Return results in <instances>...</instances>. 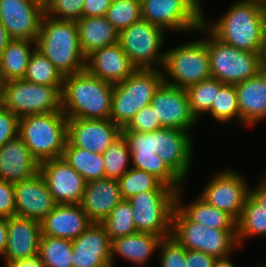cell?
Wrapping results in <instances>:
<instances>
[{
  "instance_id": "1",
  "label": "cell",
  "mask_w": 266,
  "mask_h": 267,
  "mask_svg": "<svg viewBox=\"0 0 266 267\" xmlns=\"http://www.w3.org/2000/svg\"><path fill=\"white\" fill-rule=\"evenodd\" d=\"M114 84L86 69L64 77L62 111L68 119H110Z\"/></svg>"
},
{
  "instance_id": "2",
  "label": "cell",
  "mask_w": 266,
  "mask_h": 267,
  "mask_svg": "<svg viewBox=\"0 0 266 267\" xmlns=\"http://www.w3.org/2000/svg\"><path fill=\"white\" fill-rule=\"evenodd\" d=\"M220 41L246 52L260 53L266 30L265 8L254 0H239L210 26Z\"/></svg>"
},
{
  "instance_id": "3",
  "label": "cell",
  "mask_w": 266,
  "mask_h": 267,
  "mask_svg": "<svg viewBox=\"0 0 266 267\" xmlns=\"http://www.w3.org/2000/svg\"><path fill=\"white\" fill-rule=\"evenodd\" d=\"M36 46L63 77L85 70L86 57L80 46L76 21L57 20L45 14Z\"/></svg>"
},
{
  "instance_id": "4",
  "label": "cell",
  "mask_w": 266,
  "mask_h": 267,
  "mask_svg": "<svg viewBox=\"0 0 266 267\" xmlns=\"http://www.w3.org/2000/svg\"><path fill=\"white\" fill-rule=\"evenodd\" d=\"M67 121L63 112L28 115L19 118L18 136L39 163L60 158L67 141Z\"/></svg>"
},
{
  "instance_id": "5",
  "label": "cell",
  "mask_w": 266,
  "mask_h": 267,
  "mask_svg": "<svg viewBox=\"0 0 266 267\" xmlns=\"http://www.w3.org/2000/svg\"><path fill=\"white\" fill-rule=\"evenodd\" d=\"M158 69H136L125 81L114 84L110 120L124 128L145 106L163 83Z\"/></svg>"
},
{
  "instance_id": "6",
  "label": "cell",
  "mask_w": 266,
  "mask_h": 267,
  "mask_svg": "<svg viewBox=\"0 0 266 267\" xmlns=\"http://www.w3.org/2000/svg\"><path fill=\"white\" fill-rule=\"evenodd\" d=\"M62 87L39 85L23 79L1 83L0 105L19 118L62 111Z\"/></svg>"
},
{
  "instance_id": "7",
  "label": "cell",
  "mask_w": 266,
  "mask_h": 267,
  "mask_svg": "<svg viewBox=\"0 0 266 267\" xmlns=\"http://www.w3.org/2000/svg\"><path fill=\"white\" fill-rule=\"evenodd\" d=\"M176 196V190H150L129 198L136 231L163 238L171 236Z\"/></svg>"
},
{
  "instance_id": "8",
  "label": "cell",
  "mask_w": 266,
  "mask_h": 267,
  "mask_svg": "<svg viewBox=\"0 0 266 267\" xmlns=\"http://www.w3.org/2000/svg\"><path fill=\"white\" fill-rule=\"evenodd\" d=\"M207 50L211 77L224 84H236L256 76L262 69L260 53L246 52L228 45L211 33Z\"/></svg>"
},
{
  "instance_id": "9",
  "label": "cell",
  "mask_w": 266,
  "mask_h": 267,
  "mask_svg": "<svg viewBox=\"0 0 266 267\" xmlns=\"http://www.w3.org/2000/svg\"><path fill=\"white\" fill-rule=\"evenodd\" d=\"M163 68L175 80L174 83H167L166 76L163 75V82L178 88L186 89L210 78L207 40L187 43L165 52Z\"/></svg>"
},
{
  "instance_id": "10",
  "label": "cell",
  "mask_w": 266,
  "mask_h": 267,
  "mask_svg": "<svg viewBox=\"0 0 266 267\" xmlns=\"http://www.w3.org/2000/svg\"><path fill=\"white\" fill-rule=\"evenodd\" d=\"M142 19L164 29L206 28L198 0H140Z\"/></svg>"
},
{
  "instance_id": "11",
  "label": "cell",
  "mask_w": 266,
  "mask_h": 267,
  "mask_svg": "<svg viewBox=\"0 0 266 267\" xmlns=\"http://www.w3.org/2000/svg\"><path fill=\"white\" fill-rule=\"evenodd\" d=\"M162 31L141 18L119 33V43L137 69H153L155 62L163 67L165 53L159 54L164 38Z\"/></svg>"
},
{
  "instance_id": "12",
  "label": "cell",
  "mask_w": 266,
  "mask_h": 267,
  "mask_svg": "<svg viewBox=\"0 0 266 267\" xmlns=\"http://www.w3.org/2000/svg\"><path fill=\"white\" fill-rule=\"evenodd\" d=\"M44 15L45 5L39 0H0V21L10 39L36 45Z\"/></svg>"
},
{
  "instance_id": "13",
  "label": "cell",
  "mask_w": 266,
  "mask_h": 267,
  "mask_svg": "<svg viewBox=\"0 0 266 267\" xmlns=\"http://www.w3.org/2000/svg\"><path fill=\"white\" fill-rule=\"evenodd\" d=\"M156 119L162 128L187 131L196 122L185 89L162 83L151 101Z\"/></svg>"
},
{
  "instance_id": "14",
  "label": "cell",
  "mask_w": 266,
  "mask_h": 267,
  "mask_svg": "<svg viewBox=\"0 0 266 267\" xmlns=\"http://www.w3.org/2000/svg\"><path fill=\"white\" fill-rule=\"evenodd\" d=\"M122 134V128L110 119L71 118L67 121V141L97 154H103Z\"/></svg>"
},
{
  "instance_id": "15",
  "label": "cell",
  "mask_w": 266,
  "mask_h": 267,
  "mask_svg": "<svg viewBox=\"0 0 266 267\" xmlns=\"http://www.w3.org/2000/svg\"><path fill=\"white\" fill-rule=\"evenodd\" d=\"M39 172L57 204H80L86 181L63 157L41 162Z\"/></svg>"
},
{
  "instance_id": "16",
  "label": "cell",
  "mask_w": 266,
  "mask_h": 267,
  "mask_svg": "<svg viewBox=\"0 0 266 267\" xmlns=\"http://www.w3.org/2000/svg\"><path fill=\"white\" fill-rule=\"evenodd\" d=\"M126 139L132 158V168L153 174L164 184L178 191L183 180L154 153V131L122 132Z\"/></svg>"
},
{
  "instance_id": "17",
  "label": "cell",
  "mask_w": 266,
  "mask_h": 267,
  "mask_svg": "<svg viewBox=\"0 0 266 267\" xmlns=\"http://www.w3.org/2000/svg\"><path fill=\"white\" fill-rule=\"evenodd\" d=\"M237 174L228 170L216 175L200 196L206 203L227 212L236 221L250 194L245 181Z\"/></svg>"
},
{
  "instance_id": "18",
  "label": "cell",
  "mask_w": 266,
  "mask_h": 267,
  "mask_svg": "<svg viewBox=\"0 0 266 267\" xmlns=\"http://www.w3.org/2000/svg\"><path fill=\"white\" fill-rule=\"evenodd\" d=\"M16 216L41 222L58 205L40 172L14 183Z\"/></svg>"
},
{
  "instance_id": "19",
  "label": "cell",
  "mask_w": 266,
  "mask_h": 267,
  "mask_svg": "<svg viewBox=\"0 0 266 267\" xmlns=\"http://www.w3.org/2000/svg\"><path fill=\"white\" fill-rule=\"evenodd\" d=\"M73 267H111V240L101 223L91 225L72 241Z\"/></svg>"
},
{
  "instance_id": "20",
  "label": "cell",
  "mask_w": 266,
  "mask_h": 267,
  "mask_svg": "<svg viewBox=\"0 0 266 267\" xmlns=\"http://www.w3.org/2000/svg\"><path fill=\"white\" fill-rule=\"evenodd\" d=\"M187 131L174 128L154 130V153L184 181L189 171L192 142Z\"/></svg>"
},
{
  "instance_id": "21",
  "label": "cell",
  "mask_w": 266,
  "mask_h": 267,
  "mask_svg": "<svg viewBox=\"0 0 266 267\" xmlns=\"http://www.w3.org/2000/svg\"><path fill=\"white\" fill-rule=\"evenodd\" d=\"M41 222L26 217L7 218L6 262L25 259L39 254Z\"/></svg>"
},
{
  "instance_id": "22",
  "label": "cell",
  "mask_w": 266,
  "mask_h": 267,
  "mask_svg": "<svg viewBox=\"0 0 266 267\" xmlns=\"http://www.w3.org/2000/svg\"><path fill=\"white\" fill-rule=\"evenodd\" d=\"M85 69L95 77L116 84L125 81L137 68L118 42L88 55Z\"/></svg>"
},
{
  "instance_id": "23",
  "label": "cell",
  "mask_w": 266,
  "mask_h": 267,
  "mask_svg": "<svg viewBox=\"0 0 266 267\" xmlns=\"http://www.w3.org/2000/svg\"><path fill=\"white\" fill-rule=\"evenodd\" d=\"M123 200L118 180L102 178L86 182L80 205L92 223H102Z\"/></svg>"
},
{
  "instance_id": "24",
  "label": "cell",
  "mask_w": 266,
  "mask_h": 267,
  "mask_svg": "<svg viewBox=\"0 0 266 267\" xmlns=\"http://www.w3.org/2000/svg\"><path fill=\"white\" fill-rule=\"evenodd\" d=\"M39 168L40 163L19 136L0 148V180L14 184L31 178Z\"/></svg>"
},
{
  "instance_id": "25",
  "label": "cell",
  "mask_w": 266,
  "mask_h": 267,
  "mask_svg": "<svg viewBox=\"0 0 266 267\" xmlns=\"http://www.w3.org/2000/svg\"><path fill=\"white\" fill-rule=\"evenodd\" d=\"M91 221L80 204H58L42 221V235L68 240L78 238Z\"/></svg>"
},
{
  "instance_id": "26",
  "label": "cell",
  "mask_w": 266,
  "mask_h": 267,
  "mask_svg": "<svg viewBox=\"0 0 266 267\" xmlns=\"http://www.w3.org/2000/svg\"><path fill=\"white\" fill-rule=\"evenodd\" d=\"M240 121L243 124L256 123L266 117V72L234 84Z\"/></svg>"
},
{
  "instance_id": "27",
  "label": "cell",
  "mask_w": 266,
  "mask_h": 267,
  "mask_svg": "<svg viewBox=\"0 0 266 267\" xmlns=\"http://www.w3.org/2000/svg\"><path fill=\"white\" fill-rule=\"evenodd\" d=\"M76 24L85 57L95 50L119 42V32L105 16L82 17Z\"/></svg>"
},
{
  "instance_id": "28",
  "label": "cell",
  "mask_w": 266,
  "mask_h": 267,
  "mask_svg": "<svg viewBox=\"0 0 266 267\" xmlns=\"http://www.w3.org/2000/svg\"><path fill=\"white\" fill-rule=\"evenodd\" d=\"M163 237L152 233L136 232L111 240V267L115 253L135 264L146 263L148 257L160 245Z\"/></svg>"
},
{
  "instance_id": "29",
  "label": "cell",
  "mask_w": 266,
  "mask_h": 267,
  "mask_svg": "<svg viewBox=\"0 0 266 267\" xmlns=\"http://www.w3.org/2000/svg\"><path fill=\"white\" fill-rule=\"evenodd\" d=\"M32 41L11 39L0 56V82L23 79L31 55L37 48L30 49Z\"/></svg>"
},
{
  "instance_id": "30",
  "label": "cell",
  "mask_w": 266,
  "mask_h": 267,
  "mask_svg": "<svg viewBox=\"0 0 266 267\" xmlns=\"http://www.w3.org/2000/svg\"><path fill=\"white\" fill-rule=\"evenodd\" d=\"M180 189L177 191L176 207L190 220L216 229H236V220L227 212L206 203L200 197L189 206H180Z\"/></svg>"
},
{
  "instance_id": "31",
  "label": "cell",
  "mask_w": 266,
  "mask_h": 267,
  "mask_svg": "<svg viewBox=\"0 0 266 267\" xmlns=\"http://www.w3.org/2000/svg\"><path fill=\"white\" fill-rule=\"evenodd\" d=\"M62 157L86 182L105 178L103 154L72 146L66 141Z\"/></svg>"
},
{
  "instance_id": "32",
  "label": "cell",
  "mask_w": 266,
  "mask_h": 267,
  "mask_svg": "<svg viewBox=\"0 0 266 267\" xmlns=\"http://www.w3.org/2000/svg\"><path fill=\"white\" fill-rule=\"evenodd\" d=\"M171 235L187 250L204 252L205 225L190 221L177 207L172 218Z\"/></svg>"
},
{
  "instance_id": "33",
  "label": "cell",
  "mask_w": 266,
  "mask_h": 267,
  "mask_svg": "<svg viewBox=\"0 0 266 267\" xmlns=\"http://www.w3.org/2000/svg\"><path fill=\"white\" fill-rule=\"evenodd\" d=\"M266 235V211L250 194L246 199L240 218L236 221L238 245L250 235Z\"/></svg>"
},
{
  "instance_id": "34",
  "label": "cell",
  "mask_w": 266,
  "mask_h": 267,
  "mask_svg": "<svg viewBox=\"0 0 266 267\" xmlns=\"http://www.w3.org/2000/svg\"><path fill=\"white\" fill-rule=\"evenodd\" d=\"M121 194L124 200L137 195L138 193L150 190H175L164 184L153 174L144 170L132 168L118 180Z\"/></svg>"
},
{
  "instance_id": "35",
  "label": "cell",
  "mask_w": 266,
  "mask_h": 267,
  "mask_svg": "<svg viewBox=\"0 0 266 267\" xmlns=\"http://www.w3.org/2000/svg\"><path fill=\"white\" fill-rule=\"evenodd\" d=\"M39 255L44 267H73L72 240L41 235Z\"/></svg>"
},
{
  "instance_id": "36",
  "label": "cell",
  "mask_w": 266,
  "mask_h": 267,
  "mask_svg": "<svg viewBox=\"0 0 266 267\" xmlns=\"http://www.w3.org/2000/svg\"><path fill=\"white\" fill-rule=\"evenodd\" d=\"M25 80L39 85L63 86L64 77L37 48L31 55Z\"/></svg>"
},
{
  "instance_id": "37",
  "label": "cell",
  "mask_w": 266,
  "mask_h": 267,
  "mask_svg": "<svg viewBox=\"0 0 266 267\" xmlns=\"http://www.w3.org/2000/svg\"><path fill=\"white\" fill-rule=\"evenodd\" d=\"M224 85L216 78L210 77L199 83L188 86L185 90L188 95L193 115L198 118L202 112H209L220 88Z\"/></svg>"
},
{
  "instance_id": "38",
  "label": "cell",
  "mask_w": 266,
  "mask_h": 267,
  "mask_svg": "<svg viewBox=\"0 0 266 267\" xmlns=\"http://www.w3.org/2000/svg\"><path fill=\"white\" fill-rule=\"evenodd\" d=\"M101 224L110 240L137 232L133 222V209L128 200L117 204Z\"/></svg>"
},
{
  "instance_id": "39",
  "label": "cell",
  "mask_w": 266,
  "mask_h": 267,
  "mask_svg": "<svg viewBox=\"0 0 266 267\" xmlns=\"http://www.w3.org/2000/svg\"><path fill=\"white\" fill-rule=\"evenodd\" d=\"M129 153V145L121 134L103 153L105 178L119 180L128 171L125 166Z\"/></svg>"
},
{
  "instance_id": "40",
  "label": "cell",
  "mask_w": 266,
  "mask_h": 267,
  "mask_svg": "<svg viewBox=\"0 0 266 267\" xmlns=\"http://www.w3.org/2000/svg\"><path fill=\"white\" fill-rule=\"evenodd\" d=\"M236 229H216L205 226L204 253L225 258L237 246Z\"/></svg>"
},
{
  "instance_id": "41",
  "label": "cell",
  "mask_w": 266,
  "mask_h": 267,
  "mask_svg": "<svg viewBox=\"0 0 266 267\" xmlns=\"http://www.w3.org/2000/svg\"><path fill=\"white\" fill-rule=\"evenodd\" d=\"M105 17L120 33L142 18L141 1L112 0Z\"/></svg>"
},
{
  "instance_id": "42",
  "label": "cell",
  "mask_w": 266,
  "mask_h": 267,
  "mask_svg": "<svg viewBox=\"0 0 266 267\" xmlns=\"http://www.w3.org/2000/svg\"><path fill=\"white\" fill-rule=\"evenodd\" d=\"M209 112L214 119L221 122H227L233 117L240 119L237 91L234 84H224L220 88Z\"/></svg>"
},
{
  "instance_id": "43",
  "label": "cell",
  "mask_w": 266,
  "mask_h": 267,
  "mask_svg": "<svg viewBox=\"0 0 266 267\" xmlns=\"http://www.w3.org/2000/svg\"><path fill=\"white\" fill-rule=\"evenodd\" d=\"M85 0H47L45 14L57 20L78 21L82 18ZM53 15V16H52ZM56 15H58L56 17Z\"/></svg>"
},
{
  "instance_id": "44",
  "label": "cell",
  "mask_w": 266,
  "mask_h": 267,
  "mask_svg": "<svg viewBox=\"0 0 266 267\" xmlns=\"http://www.w3.org/2000/svg\"><path fill=\"white\" fill-rule=\"evenodd\" d=\"M159 248L162 250L161 267H186V248L172 236L163 238Z\"/></svg>"
},
{
  "instance_id": "45",
  "label": "cell",
  "mask_w": 266,
  "mask_h": 267,
  "mask_svg": "<svg viewBox=\"0 0 266 267\" xmlns=\"http://www.w3.org/2000/svg\"><path fill=\"white\" fill-rule=\"evenodd\" d=\"M162 128L151 105L143 107L131 121L122 128V132H152Z\"/></svg>"
},
{
  "instance_id": "46",
  "label": "cell",
  "mask_w": 266,
  "mask_h": 267,
  "mask_svg": "<svg viewBox=\"0 0 266 267\" xmlns=\"http://www.w3.org/2000/svg\"><path fill=\"white\" fill-rule=\"evenodd\" d=\"M19 117L0 105V148L18 136Z\"/></svg>"
},
{
  "instance_id": "47",
  "label": "cell",
  "mask_w": 266,
  "mask_h": 267,
  "mask_svg": "<svg viewBox=\"0 0 266 267\" xmlns=\"http://www.w3.org/2000/svg\"><path fill=\"white\" fill-rule=\"evenodd\" d=\"M16 215L14 184L0 180V218Z\"/></svg>"
},
{
  "instance_id": "48",
  "label": "cell",
  "mask_w": 266,
  "mask_h": 267,
  "mask_svg": "<svg viewBox=\"0 0 266 267\" xmlns=\"http://www.w3.org/2000/svg\"><path fill=\"white\" fill-rule=\"evenodd\" d=\"M112 0H85L82 17L106 16Z\"/></svg>"
},
{
  "instance_id": "49",
  "label": "cell",
  "mask_w": 266,
  "mask_h": 267,
  "mask_svg": "<svg viewBox=\"0 0 266 267\" xmlns=\"http://www.w3.org/2000/svg\"><path fill=\"white\" fill-rule=\"evenodd\" d=\"M216 258L202 251L186 249V267H213Z\"/></svg>"
},
{
  "instance_id": "50",
  "label": "cell",
  "mask_w": 266,
  "mask_h": 267,
  "mask_svg": "<svg viewBox=\"0 0 266 267\" xmlns=\"http://www.w3.org/2000/svg\"><path fill=\"white\" fill-rule=\"evenodd\" d=\"M9 264L11 267H44L39 254L29 258L15 260Z\"/></svg>"
},
{
  "instance_id": "51",
  "label": "cell",
  "mask_w": 266,
  "mask_h": 267,
  "mask_svg": "<svg viewBox=\"0 0 266 267\" xmlns=\"http://www.w3.org/2000/svg\"><path fill=\"white\" fill-rule=\"evenodd\" d=\"M250 195L261 205L266 211V180L259 185L256 189L249 190Z\"/></svg>"
},
{
  "instance_id": "52",
  "label": "cell",
  "mask_w": 266,
  "mask_h": 267,
  "mask_svg": "<svg viewBox=\"0 0 266 267\" xmlns=\"http://www.w3.org/2000/svg\"><path fill=\"white\" fill-rule=\"evenodd\" d=\"M7 245V218H0V255H3Z\"/></svg>"
},
{
  "instance_id": "53",
  "label": "cell",
  "mask_w": 266,
  "mask_h": 267,
  "mask_svg": "<svg viewBox=\"0 0 266 267\" xmlns=\"http://www.w3.org/2000/svg\"><path fill=\"white\" fill-rule=\"evenodd\" d=\"M11 39L9 38L6 28L0 21V56Z\"/></svg>"
},
{
  "instance_id": "54",
  "label": "cell",
  "mask_w": 266,
  "mask_h": 267,
  "mask_svg": "<svg viewBox=\"0 0 266 267\" xmlns=\"http://www.w3.org/2000/svg\"><path fill=\"white\" fill-rule=\"evenodd\" d=\"M260 66L261 69L266 72V30L264 33L262 48L260 51Z\"/></svg>"
},
{
  "instance_id": "55",
  "label": "cell",
  "mask_w": 266,
  "mask_h": 267,
  "mask_svg": "<svg viewBox=\"0 0 266 267\" xmlns=\"http://www.w3.org/2000/svg\"><path fill=\"white\" fill-rule=\"evenodd\" d=\"M213 267H235L228 257L218 258L215 260Z\"/></svg>"
},
{
  "instance_id": "56",
  "label": "cell",
  "mask_w": 266,
  "mask_h": 267,
  "mask_svg": "<svg viewBox=\"0 0 266 267\" xmlns=\"http://www.w3.org/2000/svg\"><path fill=\"white\" fill-rule=\"evenodd\" d=\"M258 5H260L262 8L266 7V0H254Z\"/></svg>"
},
{
  "instance_id": "57",
  "label": "cell",
  "mask_w": 266,
  "mask_h": 267,
  "mask_svg": "<svg viewBox=\"0 0 266 267\" xmlns=\"http://www.w3.org/2000/svg\"><path fill=\"white\" fill-rule=\"evenodd\" d=\"M39 1H41V2H43V3L45 4V2H46L47 0H39Z\"/></svg>"
}]
</instances>
